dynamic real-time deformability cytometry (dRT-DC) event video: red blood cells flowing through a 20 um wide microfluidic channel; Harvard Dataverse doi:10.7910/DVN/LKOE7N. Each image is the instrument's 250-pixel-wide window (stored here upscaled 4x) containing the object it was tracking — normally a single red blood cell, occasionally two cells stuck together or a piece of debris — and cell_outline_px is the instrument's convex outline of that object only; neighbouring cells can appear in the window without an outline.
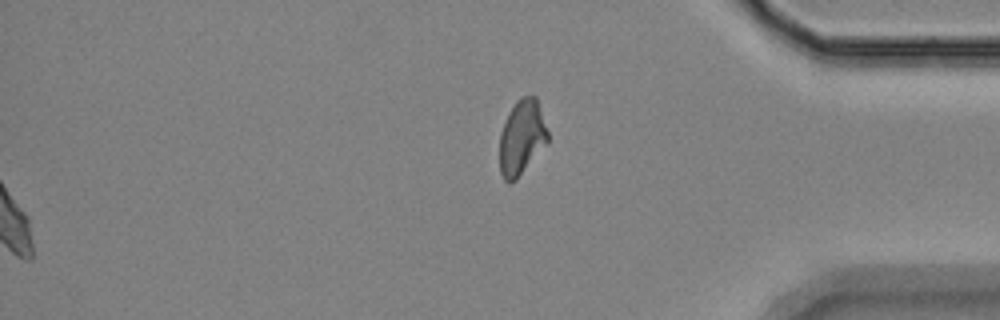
{"species": "Egyptian fruit bat (a non-hibernating species)", "species_latin": "Rousettus aegyptiacus", "temperature_condition": "room temperature", "stored_images_in_passage": 49, "camera_frame_rate_fps": 3000, "um_per_image_px": 0.085, "animal": {"sex": "female"}, "frame": {"image": 1, "passage_image": 49, "time_ms": 16.0, "image_size_px": [1000, 320], "cell_outline_px": [[548, 140], [516, 180], [508, 184], [504, 180], [500, 172], [500, 132], [508, 112], [516, 100], [520, 96], [536, 96], [548, 132]], "centroid_in_image_um": [44.32, 11.66], "position_along_channel_um": 390.9, "area_um2": 20.87}, "authors_computed_cell_mechanics": {"area_um2": 21.8484, "velocity_mm_per_s": 3.5306, "shape_relaxation_time_tau1_ms": 6.2307, "shape_relaxation_time_tau2_ms": 3.8561, "deformation_change_tau1": 0.1338, "deformation_change_tau2": 0.0748}}